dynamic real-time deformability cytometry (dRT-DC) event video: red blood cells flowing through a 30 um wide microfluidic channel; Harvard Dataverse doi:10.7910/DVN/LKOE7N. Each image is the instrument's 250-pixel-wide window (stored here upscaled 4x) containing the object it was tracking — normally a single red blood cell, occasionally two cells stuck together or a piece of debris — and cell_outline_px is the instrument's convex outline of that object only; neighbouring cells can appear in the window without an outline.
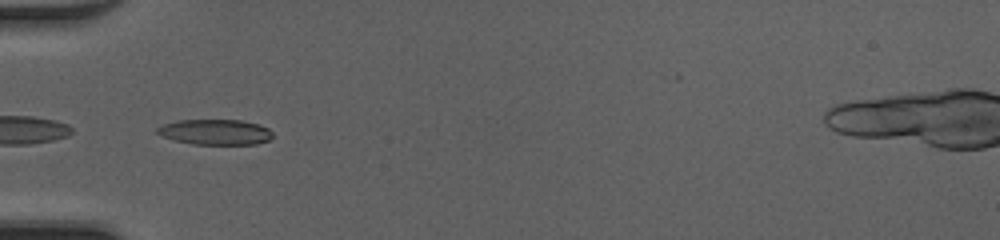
{"species": "common noctule bat (a hibernating species)", "species_latin": "Nyctalus noctula", "temperature_condition": "cold", "stored_images_in_passage": 31, "camera_frame_rate_fps": 3000, "um_per_image_px": 0.085, "animal": {"sex": "female", "body_mass_g": 20.0, "forearm_length_mm": 54.0}, "frame": {"image": 1, "passage_image": 1, "time_ms": 0.0, "image_size_px": [1000, 240], "cell_outline_px": [[272, 136], [268, 140], [256, 144], [192, 144], [176, 140], [164, 136], [156, 132], [156, 128], [164, 124], [176, 120], [240, 120], [260, 124], [268, 128], [272, 132]], "centroid_in_image_um": [18.32, 11.21], "position_along_channel_um": 66.7, "area_um2": 16.99}}
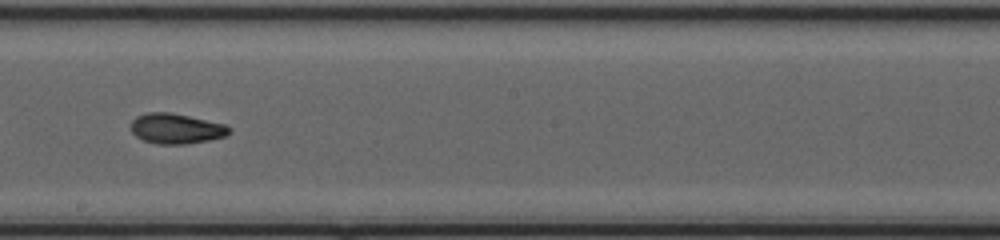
{"frame": {"image": 2, "passage_image": 13, "time_ms": 4.0, "image_size_px": [1000, 240], "cell_outline_px": [[232, 128], [224, 136], [208, 140], [184, 144], [156, 144], [144, 140], [136, 136], [132, 132], [132, 120], [136, 116], [148, 112], [172, 112], [224, 124]], "centroid_in_image_um": [14.95, 10.92], "position_along_channel_um": 233.3, "area_um2": 17.17}}
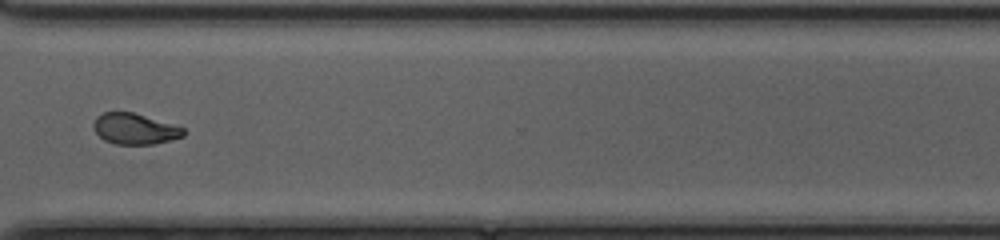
{"frame": {"image": 3, "passage_image": 22, "time_ms": 7.0, "image_size_px": [1000, 240], "cell_outline_px": [[184, 136], [152, 144], [116, 144], [104, 140], [92, 128], [92, 124], [96, 116], [104, 112], [132, 112], [184, 128]], "centroid_in_image_um": [11.39, 10.95], "position_along_channel_um": 359.2, "area_um2": 15.95}}